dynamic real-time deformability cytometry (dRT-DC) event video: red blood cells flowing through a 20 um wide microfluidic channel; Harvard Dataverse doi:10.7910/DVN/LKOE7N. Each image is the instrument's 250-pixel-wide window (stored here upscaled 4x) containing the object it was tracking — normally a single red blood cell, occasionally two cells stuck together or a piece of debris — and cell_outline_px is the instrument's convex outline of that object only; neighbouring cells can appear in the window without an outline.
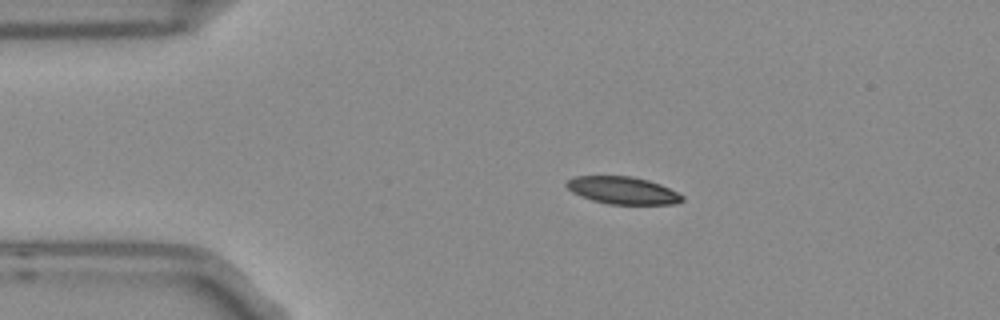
{"species": "Egyptian fruit bat (a non-hibernating species)", "species_latin": "Rousettus aegyptiacus", "temperature_condition": "room temperature", "stored_images_in_passage": 2, "camera_frame_rate_fps": 3000, "um_per_image_px": 0.085, "frame": {"image": 1, "passage_image": 1, "time_ms": 0.0, "image_size_px": [1000, 320], "cell_outline_px": [[684, 200], [676, 204], [608, 204], [592, 200], [580, 196], [572, 192], [564, 184], [568, 180], [576, 176], [632, 176], [648, 180], [660, 184], [684, 196]], "centroid_in_image_um": [52.92, 16.18], "position_along_channel_um": 32.1, "area_um2": 18.44}}